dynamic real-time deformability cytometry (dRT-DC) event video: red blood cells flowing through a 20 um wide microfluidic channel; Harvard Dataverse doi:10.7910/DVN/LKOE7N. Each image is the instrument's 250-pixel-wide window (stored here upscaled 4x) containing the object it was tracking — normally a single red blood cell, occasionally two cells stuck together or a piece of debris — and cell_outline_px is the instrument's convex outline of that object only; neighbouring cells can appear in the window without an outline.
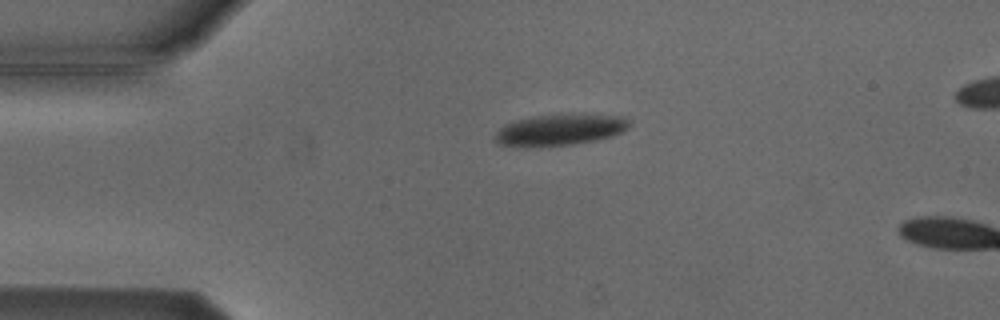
{"species": "Egyptian fruit bat (a non-hibernating species)", "species_latin": "Rousettus aegyptiacus", "temperature_condition": "cold", "stored_images_in_passage": 2, "camera_frame_rate_fps": 3000, "um_per_image_px": 0.085, "animal": {"sex": "male"}, "frame": {"image": 1, "passage_image": 1, "time_ms": 0.0, "image_size_px": [1000, 320], "cell_outline_px": [[628, 128], [612, 136], [596, 140], [572, 144], [540, 148], [500, 144], [496, 140], [496, 132], [504, 124], [512, 120], [532, 116], [624, 116], [628, 120]], "centroid_in_image_um": [47.52, 11.07], "position_along_channel_um": 37.5, "area_um2": 23.87}}